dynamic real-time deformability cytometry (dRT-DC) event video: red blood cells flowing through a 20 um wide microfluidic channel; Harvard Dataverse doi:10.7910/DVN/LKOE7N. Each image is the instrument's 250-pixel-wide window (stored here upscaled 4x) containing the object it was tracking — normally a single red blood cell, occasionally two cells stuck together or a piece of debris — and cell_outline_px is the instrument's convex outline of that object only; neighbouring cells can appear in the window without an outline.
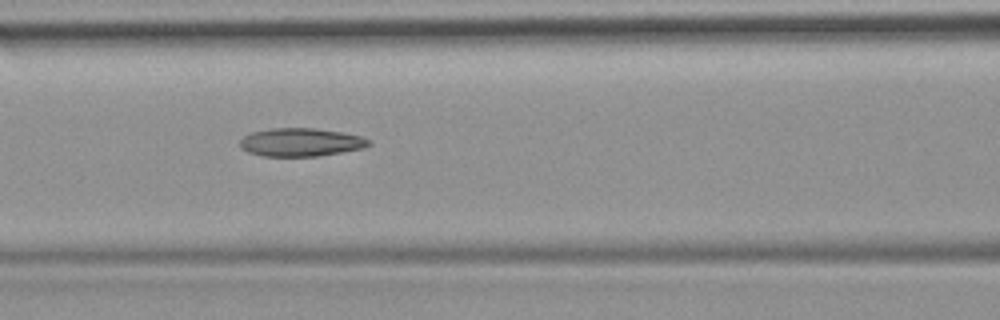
{"species": "common noctule bat (a hibernating species)", "species_latin": "Nyctalus noctula", "temperature_condition": "room temperature", "stored_images_in_passage": 3, "camera_frame_rate_fps": 3000, "um_per_image_px": 0.085, "animal": {"sex": "female", "body_mass_g": 19.9}, "frame": {"image": 1, "passage_image": 3, "time_ms": 2.333, "image_size_px": [1000, 320], "cell_outline_px": [[372, 144], [364, 148], [320, 156], [260, 156], [248, 152], [240, 148], [240, 140], [244, 136], [252, 132], [268, 128], [316, 128], [340, 132], [360, 136], [372, 140]], "centroid_in_image_um": [25.57, 12.09], "position_along_channel_um": 141.0, "area_um2": 21.39}}